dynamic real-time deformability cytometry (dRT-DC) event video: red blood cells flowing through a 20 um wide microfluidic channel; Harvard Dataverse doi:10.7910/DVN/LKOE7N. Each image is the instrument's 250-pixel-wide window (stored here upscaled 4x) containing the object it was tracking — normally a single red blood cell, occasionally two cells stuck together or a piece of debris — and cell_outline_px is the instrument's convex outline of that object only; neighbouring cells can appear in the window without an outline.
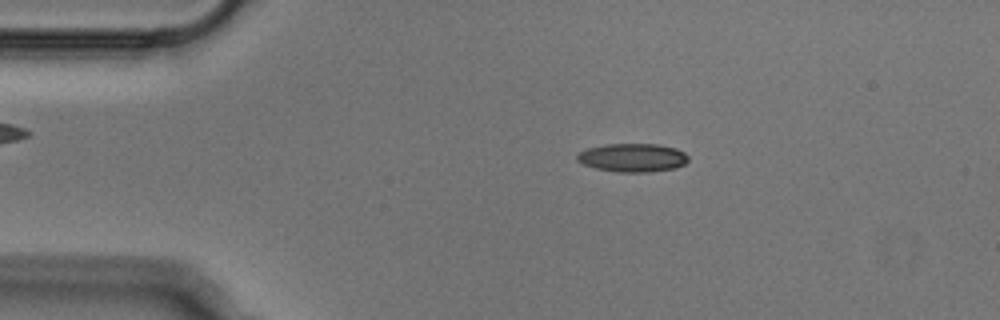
{"species": "Egyptian fruit bat (a non-hibernating species)", "species_latin": "Rousettus aegyptiacus", "temperature_condition": "cold", "stored_images_in_passage": 51, "camera_frame_rate_fps": 3000, "um_per_image_px": 0.085, "animal": {"sex": "male"}, "frame": {"image": 1, "passage_image": 9, "time_ms": 2.667, "image_size_px": [1000, 320], "cell_outline_px": [[688, 160], [684, 164], [676, 168], [648, 172], [616, 172], [596, 168], [584, 164], [576, 160], [576, 156], [580, 152], [588, 148], [608, 144], [656, 144], [676, 148], [684, 152], [688, 156]], "centroid_in_image_um": [53.79, 13.4], "position_along_channel_um": 31.2, "area_um2": 18.38}}
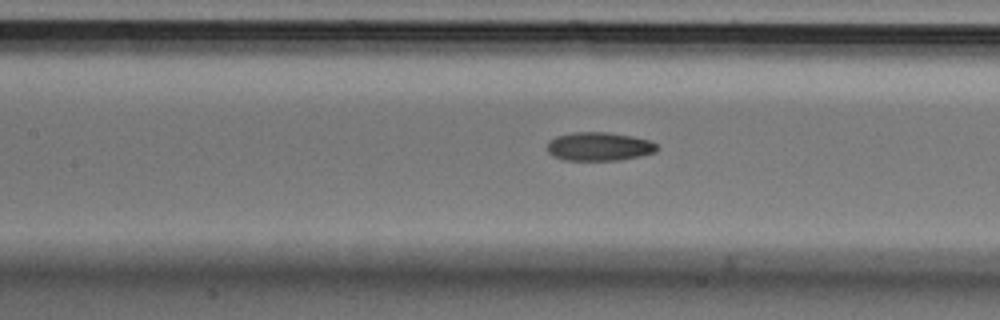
{"frame": {"image": 2, "passage_image": 22, "time_ms": 7.0, "image_size_px": [1000, 320], "cell_outline_px": [[656, 152], [640, 156], [620, 160], [564, 160], [552, 156], [548, 152], [548, 140], [556, 136], [572, 132], [608, 132], [632, 136], [648, 140], [656, 144]], "centroid_in_image_um": [50.89, 12.45], "position_along_channel_um": 156.5, "area_um2": 18.32}}
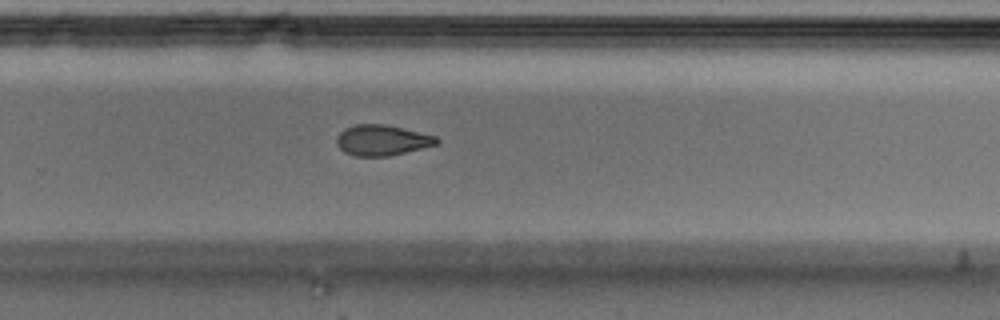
{"frame": {"image": 3, "passage_image": 33, "time_ms": 10.667, "image_size_px": [1000, 320], "cell_outline_px": [[440, 144], [388, 156], [356, 156], [344, 152], [336, 144], [336, 136], [344, 128], [356, 124], [384, 124], [404, 128], [436, 136], [440, 140]], "centroid_in_image_um": [32.48, 11.91], "position_along_channel_um": 297.3, "area_um2": 17.98}}